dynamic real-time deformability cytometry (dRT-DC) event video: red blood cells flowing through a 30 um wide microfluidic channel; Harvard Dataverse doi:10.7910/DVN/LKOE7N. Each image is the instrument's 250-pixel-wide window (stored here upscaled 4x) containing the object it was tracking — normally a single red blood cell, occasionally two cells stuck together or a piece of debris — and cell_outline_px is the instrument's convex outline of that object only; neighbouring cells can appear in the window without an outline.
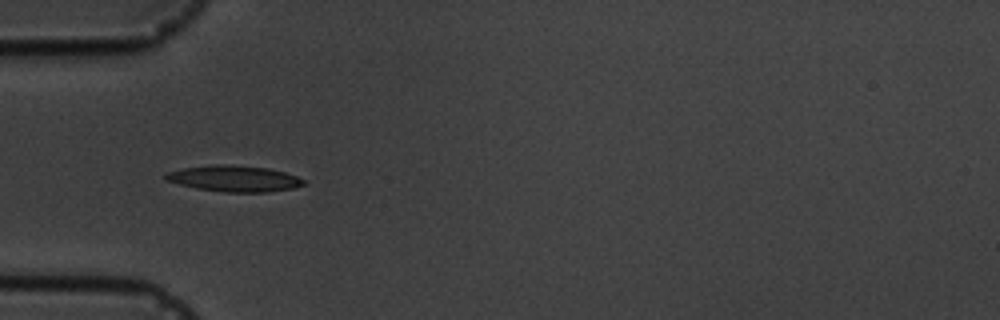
{"species": "common noctule bat (a hibernating species)", "species_latin": "Nyctalus noctula", "temperature_condition": "cold", "stored_images_in_passage": 15, "camera_frame_rate_fps": 3000, "um_per_image_px": 0.085, "animal": {"sex": "male", "body_mass_g": 19.5, "forearm_length_mm": 54.6}, "frame": {"image": 1, "passage_image": 6, "time_ms": 5.667, "image_size_px": [1000, 320], "cell_outline_px": [[304, 184], [292, 188], [268, 192], [224, 192], [196, 188], [164, 180], [164, 176], [168, 172], [184, 168], [212, 164], [232, 164], [268, 168], [284, 172], [296, 176], [304, 180]], "centroid_in_image_um": [19.88, 15.17], "position_along_channel_um": 65.1, "area_um2": 20.92}}
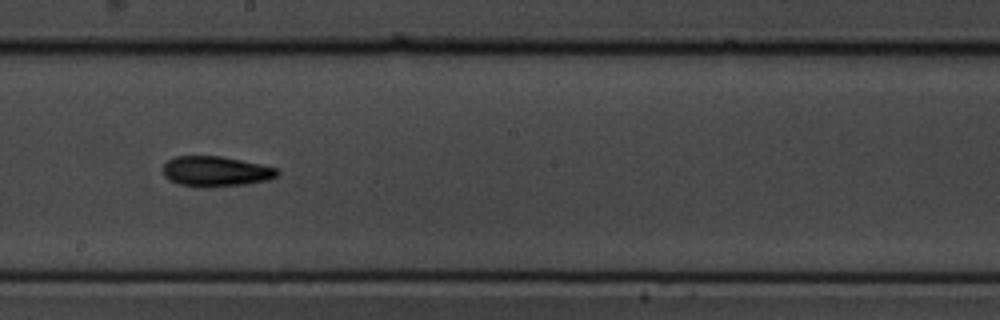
{"frame": {"image": 2, "passage_image": 10, "time_ms": 10.333, "image_size_px": [1000, 320], "cell_outline_px": [[280, 172], [276, 176], [268, 180], [248, 184], [204, 188], [200, 188], [180, 184], [168, 180], [164, 176], [164, 164], [168, 160], [176, 156], [220, 156], [260, 164], [276, 168]], "centroid_in_image_um": [18.33, 14.58], "position_along_channel_um": 229.9, "area_um2": 20.23}}
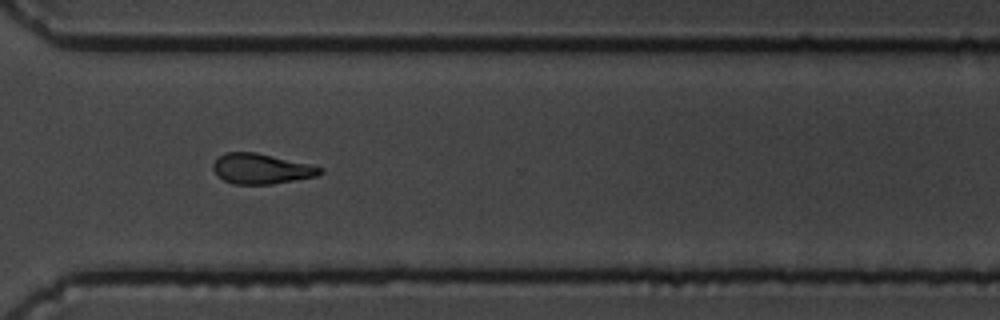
{"frame": {"image": 3, "passage_image": 13, "time_ms": 13.667, "image_size_px": [1000, 320], "cell_outline_px": [[324, 172], [316, 176], [272, 184], [232, 184], [224, 180], [212, 168], [212, 164], [224, 152], [256, 152], [308, 164], [324, 168]], "centroid_in_image_um": [22.21, 14.34], "position_along_channel_um": 348.4, "area_um2": 18.67}, "authors_computed_cell_mechanics": {"area_um2": 20.0566, "velocity_mm_per_s": 3.5614, "shape_relaxation_time_tau1_ms": 6.5098, "shape_relaxation_time_tau2_ms": 10.4768, "deformation_change_tau1": 0.1601, "deformation_change_tau2": 0.2226}}